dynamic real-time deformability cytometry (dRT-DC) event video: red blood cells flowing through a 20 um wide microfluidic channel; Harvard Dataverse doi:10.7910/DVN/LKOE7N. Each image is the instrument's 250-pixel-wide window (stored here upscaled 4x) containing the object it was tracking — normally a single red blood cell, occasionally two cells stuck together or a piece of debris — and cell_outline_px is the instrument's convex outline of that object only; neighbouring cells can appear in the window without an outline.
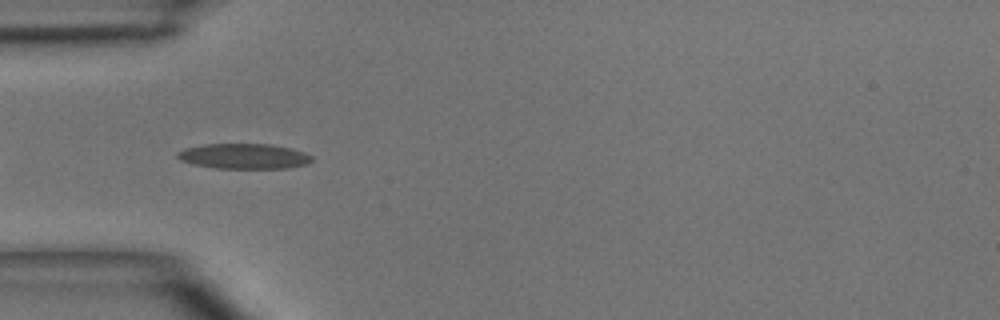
{"species": "common noctule bat (a hibernating species)", "species_latin": "Nyctalus noctula", "temperature_condition": "room temperature", "stored_images_in_passage": 4, "camera_frame_rate_fps": 3000, "um_per_image_px": 0.085, "animal": {"sex": "male", "body_mass_g": 15.6}, "frame": {"image": 1, "passage_image": 4, "time_ms": 4.333, "image_size_px": [1000, 320], "cell_outline_px": [[312, 160], [308, 164], [288, 168], [216, 168], [192, 164], [180, 160], [176, 156], [176, 152], [184, 148], [204, 144], [272, 144], [304, 152], [312, 156]], "centroid_in_image_um": [20.7, 13.28], "position_along_channel_um": 64.3, "area_um2": 19.83}}